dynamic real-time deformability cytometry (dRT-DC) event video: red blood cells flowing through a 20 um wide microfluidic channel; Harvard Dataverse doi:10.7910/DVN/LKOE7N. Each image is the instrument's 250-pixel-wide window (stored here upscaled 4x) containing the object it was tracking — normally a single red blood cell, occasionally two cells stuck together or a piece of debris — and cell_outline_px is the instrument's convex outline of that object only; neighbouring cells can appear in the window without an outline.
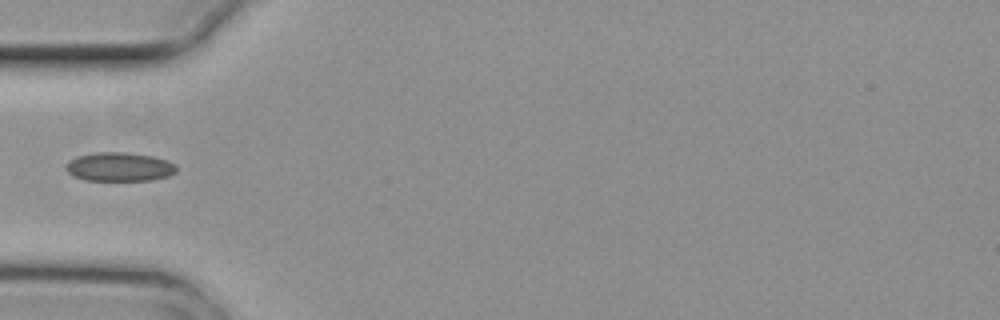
{"species": "common noctule bat (a hibernating species)", "species_latin": "Nyctalus noctula", "temperature_condition": "cold", "stored_images_in_passage": 5, "camera_frame_rate_fps": 3000, "um_per_image_px": 0.085, "animal": {"sex": "female", "body_mass_g": 29.2, "forearm_length_mm": 56.3}, "frame": {"image": 1, "passage_image": 5, "time_ms": 1.333, "image_size_px": [1000, 320], "cell_outline_px": [[176, 172], [168, 176], [152, 180], [84, 180], [72, 176], [64, 168], [68, 160], [76, 156], [96, 152], [128, 152], [152, 156], [168, 160], [176, 164]], "centroid_in_image_um": [10.13, 14.17], "position_along_channel_um": 74.9, "area_um2": 18.84}}